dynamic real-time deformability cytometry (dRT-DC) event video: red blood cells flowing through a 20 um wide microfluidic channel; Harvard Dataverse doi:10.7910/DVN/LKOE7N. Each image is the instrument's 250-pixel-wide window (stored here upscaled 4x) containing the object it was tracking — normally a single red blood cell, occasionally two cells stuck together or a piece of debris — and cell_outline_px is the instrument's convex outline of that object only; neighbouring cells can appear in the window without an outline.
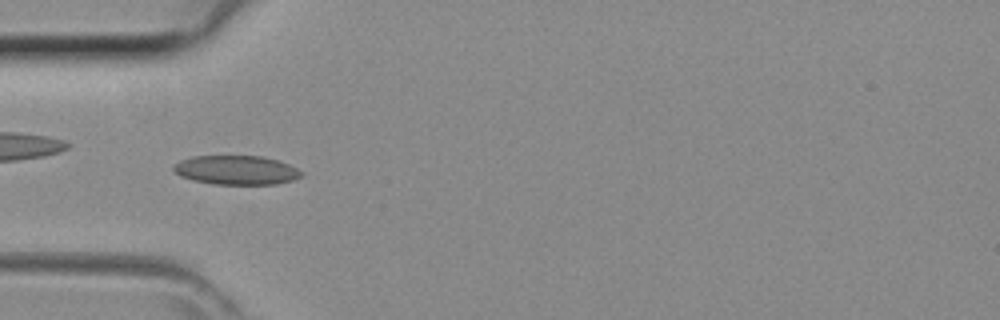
{"species": "common noctule bat (a hibernating species)", "species_latin": "Nyctalus noctula", "temperature_condition": "room temperature", "stored_images_in_passage": 38, "camera_frame_rate_fps": 3000, "um_per_image_px": 0.085, "animal": {"sex": "female", "body_mass_g": 29.2, "forearm_length_mm": 56.3}, "frame": {"image": 1, "passage_image": 8, "time_ms": 2.333, "image_size_px": [1000, 320], "cell_outline_px": [[304, 176], [292, 180], [276, 184], [212, 184], [192, 180], [180, 176], [172, 168], [180, 160], [192, 156], [264, 156], [288, 164], [304, 172]], "centroid_in_image_um": [20.1, 14.46], "position_along_channel_um": 64.9, "area_um2": 21.73}}
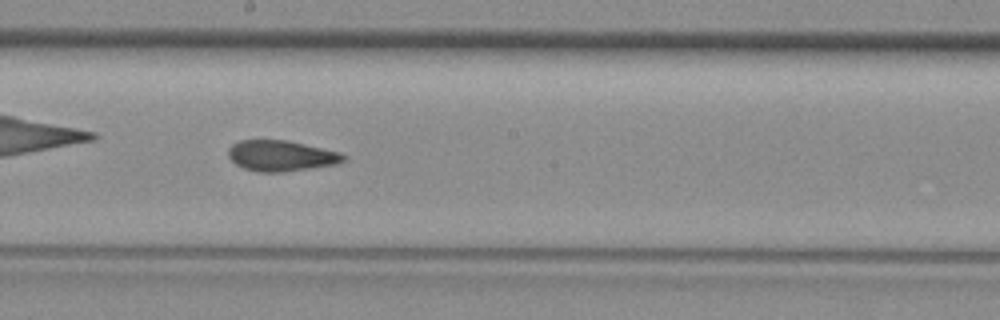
{"frame": {"image": 2, "passage_image": 18, "time_ms": 5.667, "image_size_px": [1000, 320], "cell_outline_px": [[348, 156], [344, 160], [336, 164], [284, 172], [256, 172], [244, 168], [236, 164], [228, 156], [228, 148], [232, 144], [240, 140], [288, 140], [340, 152]], "centroid_in_image_um": [23.89, 13.24], "position_along_channel_um": 224.3, "area_um2": 20.69}}
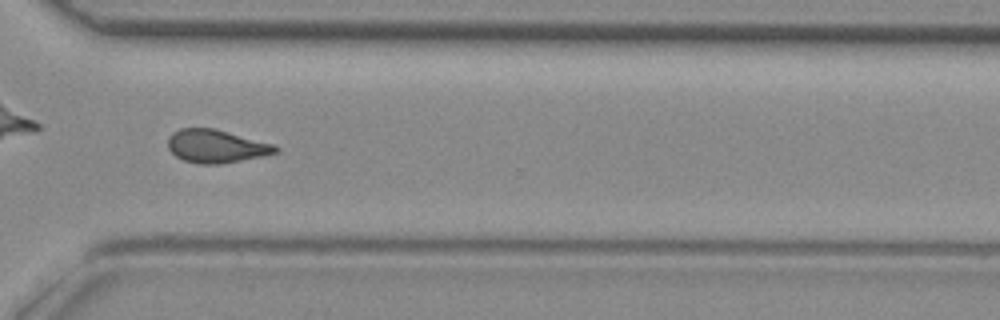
{"frame": {"image": 3, "passage_image": 26, "time_ms": 8.333, "image_size_px": [1000, 320], "cell_outline_px": [[280, 152], [264, 156], [220, 164], [200, 164], [184, 160], [176, 156], [168, 148], [168, 136], [172, 132], [180, 128], [216, 128], [276, 144], [280, 148]], "centroid_in_image_um": [18.43, 12.42], "position_along_channel_um": 352.2, "area_um2": 21.15}}